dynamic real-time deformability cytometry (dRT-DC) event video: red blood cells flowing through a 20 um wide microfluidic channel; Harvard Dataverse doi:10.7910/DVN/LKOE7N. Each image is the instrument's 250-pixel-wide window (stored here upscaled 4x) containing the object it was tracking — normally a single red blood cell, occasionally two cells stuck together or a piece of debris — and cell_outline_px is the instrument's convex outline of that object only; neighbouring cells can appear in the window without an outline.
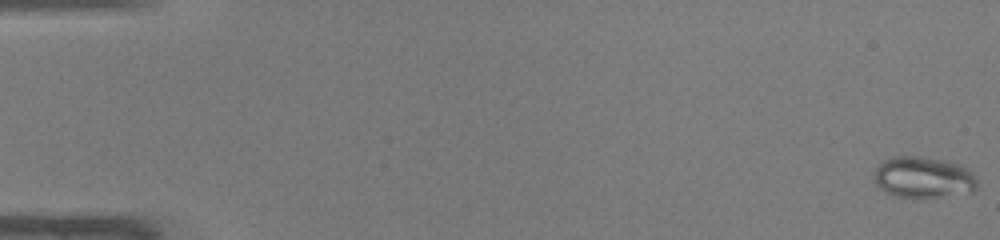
{"species": "common noctule bat (a hibernating species)", "species_latin": "Nyctalus noctula", "temperature_condition": "warm", "stored_images_in_passage": 48, "camera_frame_rate_fps": 3000, "um_per_image_px": 0.085, "animal": {"sex": "male", "body_mass_g": 19.0, "forearm_length_mm": 50.8}, "frame": {"image": 1, "passage_image": 1, "time_ms": 0.0, "image_size_px": [1000, 240], "cell_outline_px": [[976, 188], [972, 192], [936, 196], [896, 196], [884, 192], [876, 184], [872, 176], [880, 160], [892, 156], [920, 156], [944, 160], [956, 164], [972, 172], [976, 180]], "centroid_in_image_um": [78.4, 15.04], "position_along_channel_um": 6.6, "area_um2": 24.57}}
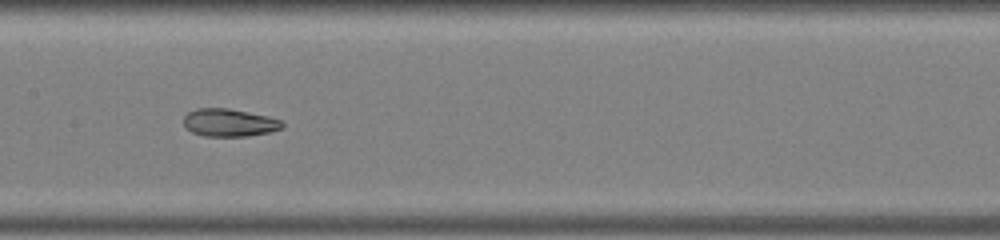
{"frame": {"image": 2, "passage_image": 25, "time_ms": 8.0, "image_size_px": [1000, 240], "cell_outline_px": [[284, 128], [268, 132], [248, 136], [204, 136], [192, 132], [184, 124], [184, 116], [188, 112], [196, 108], [228, 108], [268, 116], [280, 120], [284, 124]], "centroid_in_image_um": [19.49, 10.42], "position_along_channel_um": 187.9, "area_um2": 15.9}}
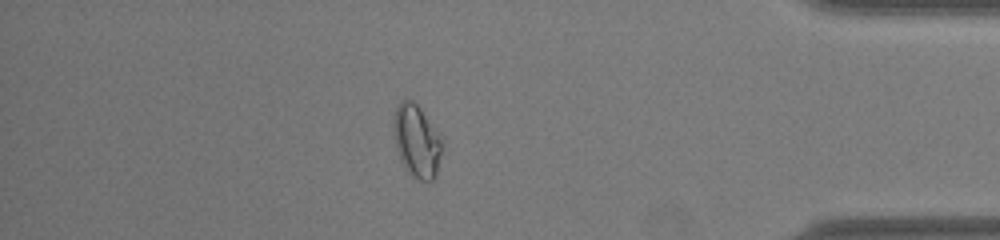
{"frame": {"image": 3, "passage_image": 42, "time_ms": 13.667, "image_size_px": [1000, 240], "cell_outline_px": [[444, 148], [436, 176], [432, 180], [420, 180], [408, 172], [404, 168], [400, 160], [396, 148], [392, 124], [392, 120], [396, 108], [400, 100], [408, 96], [420, 108], [440, 136], [444, 144]], "centroid_in_image_um": [35.42, 11.97], "position_along_channel_um": 399.8, "area_um2": 20.92}, "authors_computed_cell_mechanics": {"area_um2": 20.519, "velocity_mm_per_s": 4.3014, "shape_relaxation_time_tau1_ms": null, "shape_relaxation_time_tau2_ms": 1.6133, "deformation_change_tau1": null, "deformation_change_tau2": 0.0627}}